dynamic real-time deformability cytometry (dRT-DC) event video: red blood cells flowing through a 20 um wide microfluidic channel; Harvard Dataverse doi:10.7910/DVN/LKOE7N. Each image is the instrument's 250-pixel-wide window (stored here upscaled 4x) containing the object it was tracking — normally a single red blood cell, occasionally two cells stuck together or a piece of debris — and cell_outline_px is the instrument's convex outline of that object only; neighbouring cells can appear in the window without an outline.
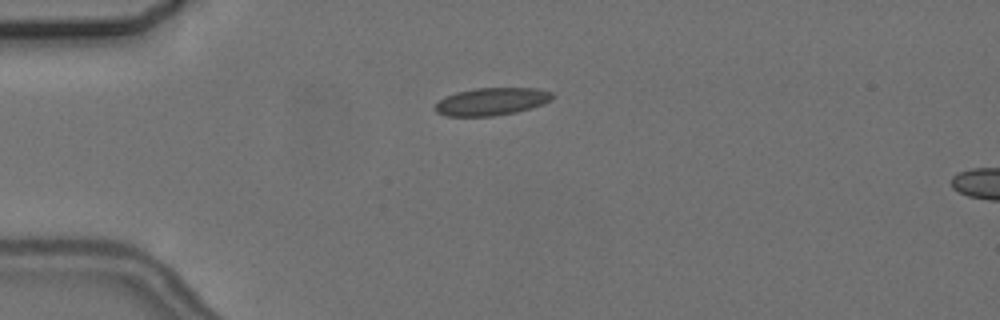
{"species": "common noctule bat (a hibernating species)", "species_latin": "Nyctalus noctula", "temperature_condition": "cold", "stored_images_in_passage": 6, "camera_frame_rate_fps": 3000, "um_per_image_px": 0.085, "animal": {"sex": "female", "body_mass_g": 24.6, "forearm_length_mm": 56.2}, "frame": {"image": 1, "passage_image": 5, "time_ms": 4.667, "image_size_px": [1000, 320], "cell_outline_px": [[556, 96], [552, 100], [544, 104], [532, 108], [516, 112], [492, 116], [448, 116], [436, 112], [432, 108], [444, 96], [456, 92], [476, 88], [536, 88], [552, 92]], "centroid_in_image_um": [41.81, 8.63], "position_along_channel_um": 43.2, "area_um2": 19.07}}